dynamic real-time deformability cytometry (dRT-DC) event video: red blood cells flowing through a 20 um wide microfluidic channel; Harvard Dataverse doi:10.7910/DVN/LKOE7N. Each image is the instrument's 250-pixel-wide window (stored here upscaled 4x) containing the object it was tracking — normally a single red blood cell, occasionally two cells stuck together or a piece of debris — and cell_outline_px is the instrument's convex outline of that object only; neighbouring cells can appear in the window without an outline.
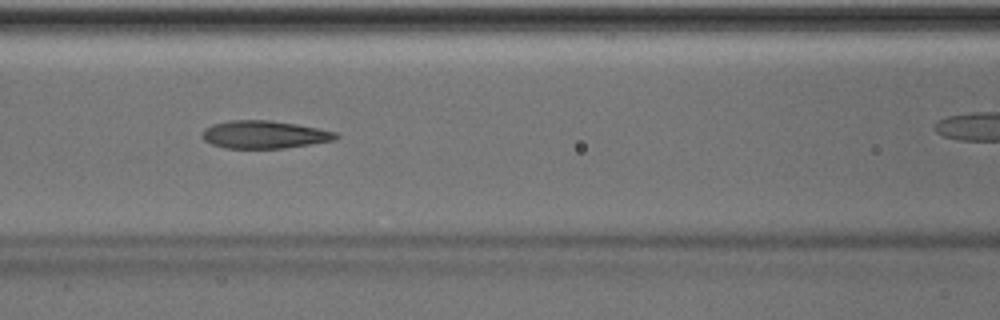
{"species": "Egyptian fruit bat (a non-hibernating species)", "species_latin": "Rousettus aegyptiacus", "temperature_condition": "room temperature", "stored_images_in_passage": 34, "camera_frame_rate_fps": 3000, "um_per_image_px": 0.085, "animal": {"sex": "male"}, "frame": {"image": 1, "passage_image": 15, "time_ms": 4.667, "image_size_px": [1000, 320], "cell_outline_px": [[340, 136], [336, 140], [284, 148], [224, 148], [212, 144], [204, 140], [200, 136], [200, 132], [204, 128], [212, 124], [232, 120], [268, 120], [296, 124], [336, 132]], "centroid_in_image_um": [22.42, 11.44], "position_along_channel_um": 144.2, "area_um2": 21.68}}